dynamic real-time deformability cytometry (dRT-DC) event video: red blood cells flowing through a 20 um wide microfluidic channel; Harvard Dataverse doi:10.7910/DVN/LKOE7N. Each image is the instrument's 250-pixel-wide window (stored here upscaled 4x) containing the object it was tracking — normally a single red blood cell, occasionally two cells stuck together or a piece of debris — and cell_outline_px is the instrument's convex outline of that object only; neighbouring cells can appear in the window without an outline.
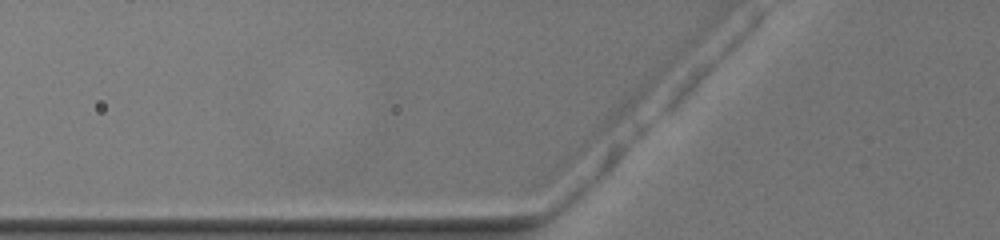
{"species": "common noctule bat (a hibernating species)", "species_latin": "Nyctalus noctula", "temperature_condition": "warm", "stored_images_in_passage": 3, "camera_frame_rate_fps": 3000, "um_per_image_px": 0.085, "animal": {"sex": "female", "body_mass_g": 19.5, "forearm_length_mm": 54.1}, "frame": {"image": 1, "passage_image": 2, "time_ms": 0.333, "image_size_px": [1000, 240], "cell_outline_px": [[500, 156], [496, 160], [336, 160], [312, 156], [308, 152], [324, 148], [384, 140], [452, 144], [488, 148]], "centroid_in_image_um": [34.43, 12.9], "position_along_channel_um": 91.4, "area_um2": 20.69}}